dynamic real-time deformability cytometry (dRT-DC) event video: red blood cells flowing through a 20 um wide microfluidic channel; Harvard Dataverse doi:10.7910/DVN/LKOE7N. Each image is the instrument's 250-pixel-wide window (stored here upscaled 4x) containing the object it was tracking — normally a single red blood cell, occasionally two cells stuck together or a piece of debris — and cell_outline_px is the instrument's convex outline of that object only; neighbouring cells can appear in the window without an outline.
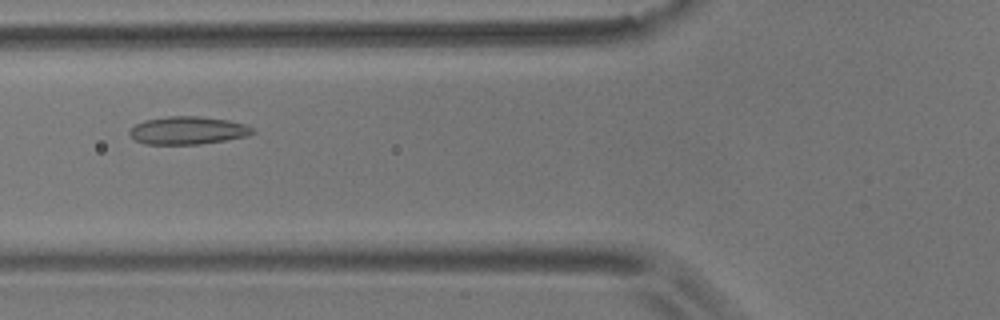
{"species": "common noctule bat (a hibernating species)", "species_latin": "Nyctalus noctula", "temperature_condition": "room temperature", "stored_images_in_passage": 39, "camera_frame_rate_fps": 3000, "um_per_image_px": 0.085, "animal": {"sex": "male", "body_mass_g": 17.9}, "frame": {"image": 1, "passage_image": 4, "time_ms": 1.0, "image_size_px": [1000, 320], "cell_outline_px": [[256, 132], [248, 136], [200, 144], [144, 144], [136, 140], [128, 132], [136, 124], [144, 120], [168, 116], [196, 116], [228, 120], [248, 124]], "centroid_in_image_um": [15.99, 11.08], "position_along_channel_um": 109.8, "area_um2": 19.94}}
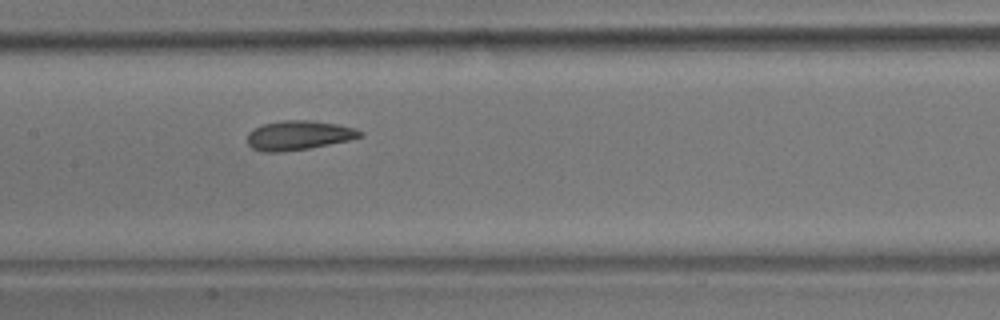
{"frame": {"image": 2, "passage_image": 10, "time_ms": 3.0, "image_size_px": [1000, 320], "cell_outline_px": [[364, 136], [348, 140], [308, 148], [284, 152], [260, 152], [252, 148], [248, 144], [248, 132], [264, 124], [284, 120], [308, 120], [336, 124], [356, 128], [364, 132]], "centroid_in_image_um": [25.39, 11.51], "position_along_channel_um": 182.0, "area_um2": 19.19}}
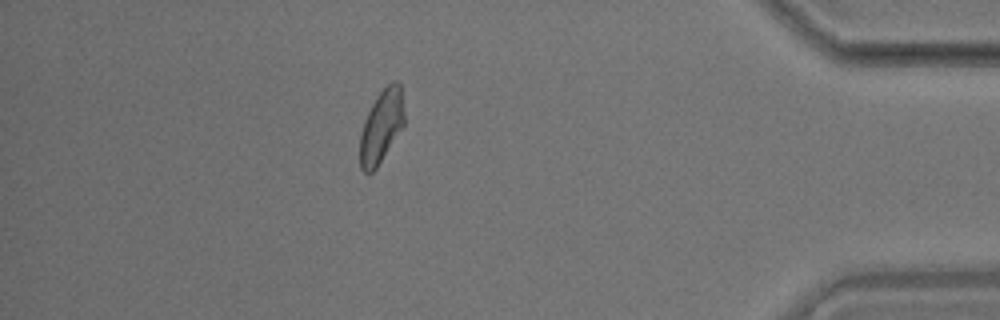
{"frame": {"image": 3, "passage_image": 32, "time_ms": 10.333, "image_size_px": [1000, 320], "cell_outline_px": [[404, 124], [376, 168], [372, 172], [364, 172], [360, 168], [360, 132], [364, 120], [376, 96], [392, 80], [396, 80], [400, 84], [404, 112]], "centroid_in_image_um": [32.4, 10.72], "position_along_channel_um": 402.8, "area_um2": 18.61}}